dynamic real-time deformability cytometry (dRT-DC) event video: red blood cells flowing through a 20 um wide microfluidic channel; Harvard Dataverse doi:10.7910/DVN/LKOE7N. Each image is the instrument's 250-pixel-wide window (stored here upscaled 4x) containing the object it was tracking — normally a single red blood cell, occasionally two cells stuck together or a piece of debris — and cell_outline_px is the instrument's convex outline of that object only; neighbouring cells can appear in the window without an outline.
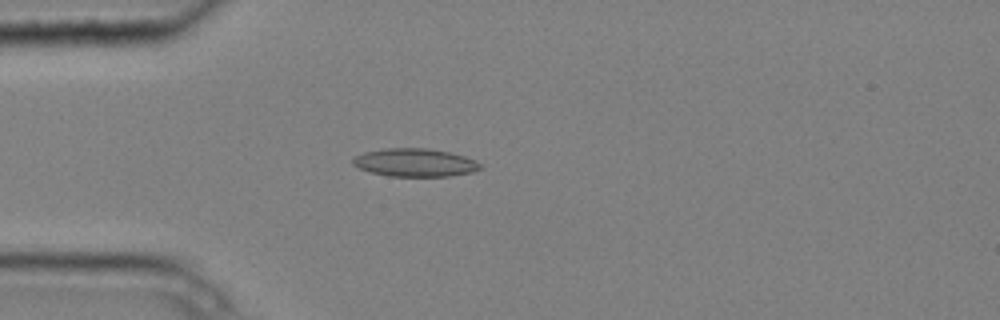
{"species": "common noctule bat (a hibernating species)", "species_latin": "Nyctalus noctula", "temperature_condition": "cold", "stored_images_in_passage": 4, "camera_frame_rate_fps": 3000, "um_per_image_px": 0.085, "animal": {"sex": "male", "body_mass_g": 20.4}, "frame": {"image": 1, "passage_image": 3, "time_ms": 0.667, "image_size_px": [1000, 320], "cell_outline_px": [[484, 168], [472, 172], [448, 176], [388, 176], [372, 172], [360, 168], [352, 164], [352, 156], [364, 152], [388, 148], [428, 148], [448, 152], [464, 156], [476, 160]], "centroid_in_image_um": [35.27, 13.81], "position_along_channel_um": 49.7, "area_um2": 20.87}}